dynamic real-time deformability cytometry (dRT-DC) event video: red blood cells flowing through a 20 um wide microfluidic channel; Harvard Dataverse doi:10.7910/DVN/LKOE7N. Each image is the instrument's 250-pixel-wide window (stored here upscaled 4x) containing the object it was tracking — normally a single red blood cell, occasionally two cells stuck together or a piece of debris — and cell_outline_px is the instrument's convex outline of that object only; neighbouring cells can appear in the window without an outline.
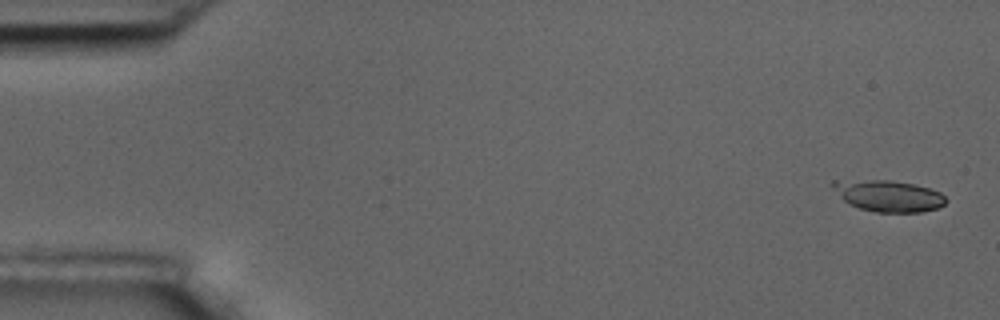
{"species": "common noctule bat (a hibernating species)", "species_latin": "Nyctalus noctula", "temperature_condition": "room temperature", "stored_images_in_passage": 22, "camera_frame_rate_fps": 3000, "um_per_image_px": 0.085, "animal": {"sex": "male", "body_mass_g": 17.5, "forearm_length_mm": 52.3}, "frame": {"image": 1, "passage_image": 2, "time_ms": 0.333, "image_size_px": [1000, 320], "cell_outline_px": [[948, 200], [944, 204], [936, 208], [920, 212], [876, 212], [860, 208], [848, 204], [832, 188], [832, 180], [892, 180], [916, 184], [940, 192]], "centroid_in_image_um": [75.5, 16.63], "position_along_channel_um": 9.5, "area_um2": 20.69}}
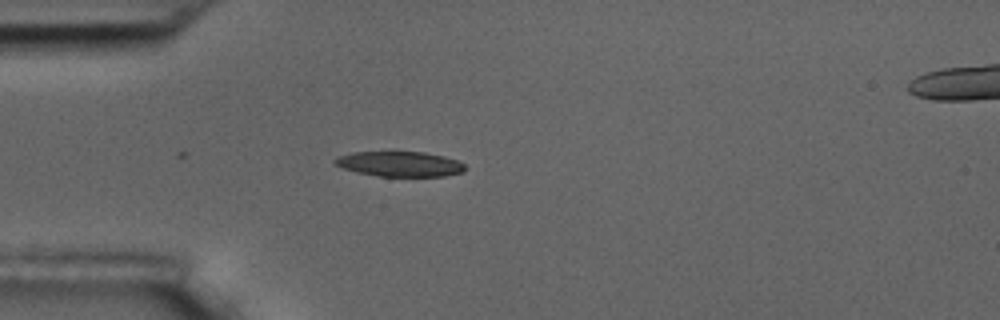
{"frame": {"image": 2, "passage_image": 16, "time_ms": 5.0, "image_size_px": [1000, 320], "cell_outline_px": [[468, 168], [464, 172], [444, 176], [380, 176], [356, 172], [332, 164], [332, 160], [336, 156], [352, 152], [424, 152], [444, 156], [456, 160], [464, 164]], "centroid_in_image_um": [33.96, 13.93], "position_along_channel_um": 51.0, "area_um2": 19.19}}